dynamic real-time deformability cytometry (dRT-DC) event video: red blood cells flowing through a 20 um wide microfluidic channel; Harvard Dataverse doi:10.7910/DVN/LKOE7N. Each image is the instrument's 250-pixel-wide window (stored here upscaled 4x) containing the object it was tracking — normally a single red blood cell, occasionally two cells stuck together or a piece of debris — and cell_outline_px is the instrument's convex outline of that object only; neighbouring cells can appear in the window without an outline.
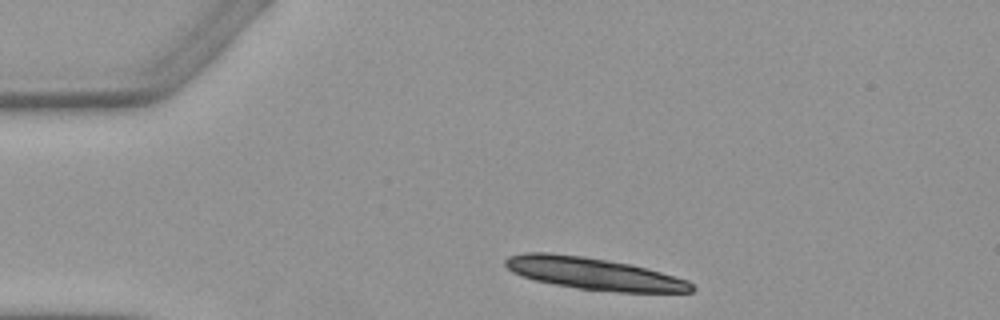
{"species": "Egyptian fruit bat (a non-hibernating species)", "species_latin": "Rousettus aegyptiacus", "temperature_condition": "warm", "stored_images_in_passage": 3, "camera_frame_rate_fps": 3000, "um_per_image_px": 0.085, "animal": {"sex": "female"}, "frame": {"image": 1, "passage_image": 1, "time_ms": 0.0, "image_size_px": [1000, 320], "cell_outline_px": [[696, 288], [692, 292], [620, 292], [576, 288], [536, 280], [512, 272], [504, 264], [504, 260], [508, 256], [524, 252], [548, 252], [584, 256], [628, 264], [660, 272], [688, 280]], "centroid_in_image_um": [50.45, 23.25], "position_along_channel_um": 34.6, "area_um2": 34.45}}
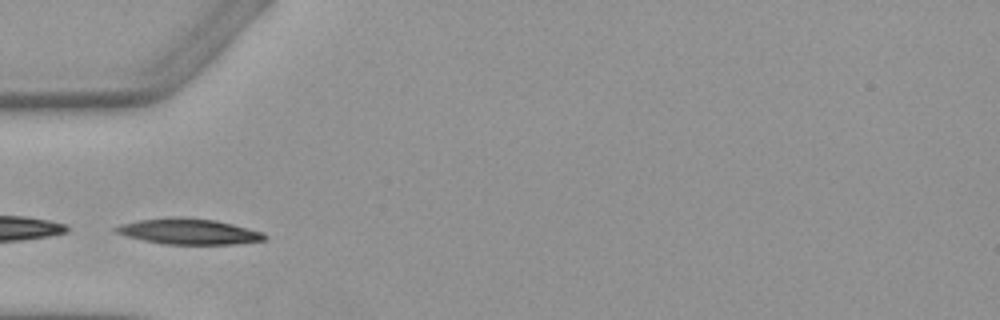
{"frame": {"image": 2, "passage_image": 3, "time_ms": 2.333, "image_size_px": [1000, 320], "cell_outline_px": [[268, 236], [264, 240], [236, 244], [164, 244], [144, 240], [128, 236], [116, 232], [112, 228], [120, 224], [140, 220], [172, 216], [180, 216], [216, 220], [264, 232]], "centroid_in_image_um": [16.06, 19.66], "position_along_channel_um": 68.9, "area_um2": 22.31}}